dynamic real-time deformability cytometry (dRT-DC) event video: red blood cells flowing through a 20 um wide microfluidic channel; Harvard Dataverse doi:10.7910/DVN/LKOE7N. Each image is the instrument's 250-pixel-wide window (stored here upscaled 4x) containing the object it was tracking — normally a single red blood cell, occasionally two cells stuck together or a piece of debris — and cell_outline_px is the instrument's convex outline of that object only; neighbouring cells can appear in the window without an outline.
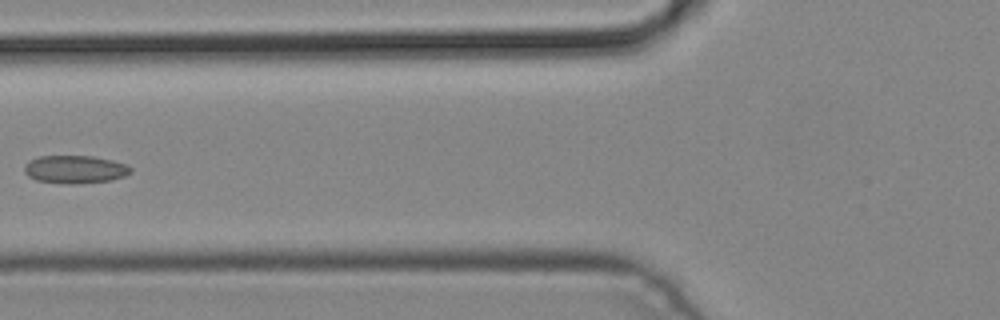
{"species": "common noctule bat (a hibernating species)", "species_latin": "Nyctalus noctula", "temperature_condition": "cold", "stored_images_in_passage": 6, "camera_frame_rate_fps": 3000, "um_per_image_px": 0.085, "animal": {"sex": "male", "body_mass_g": 19.2, "forearm_length_mm": 51.8}, "frame": {"image": 1, "passage_image": 6, "time_ms": 1.667, "image_size_px": [1000, 320], "cell_outline_px": [[132, 172], [124, 176], [112, 180], [76, 184], [68, 184], [36, 180], [28, 176], [24, 172], [24, 164], [28, 160], [40, 156], [92, 156], [112, 160], [128, 164], [132, 168]], "centroid_in_image_um": [6.38, 14.39], "position_along_channel_um": 119.4, "area_um2": 17.51}}